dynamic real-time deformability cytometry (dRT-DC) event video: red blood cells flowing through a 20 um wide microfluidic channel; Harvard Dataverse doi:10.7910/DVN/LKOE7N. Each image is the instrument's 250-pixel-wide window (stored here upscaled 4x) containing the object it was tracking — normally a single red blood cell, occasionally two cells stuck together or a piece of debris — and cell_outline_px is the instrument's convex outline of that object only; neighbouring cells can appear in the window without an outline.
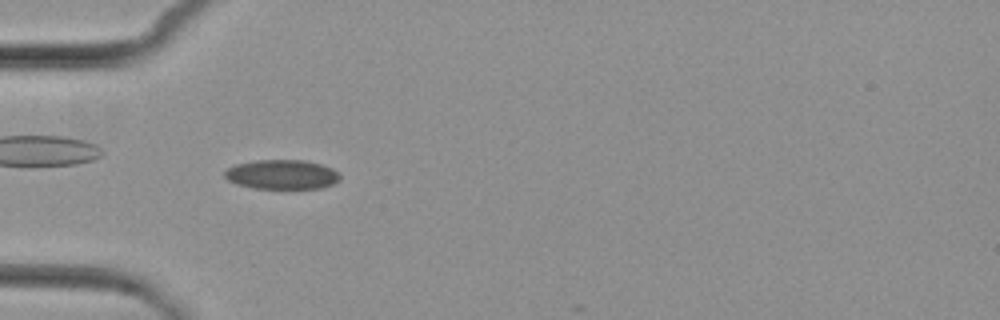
{"species": "common noctule bat (a hibernating species)", "species_latin": "Nyctalus noctula", "temperature_condition": "cold", "stored_images_in_passage": 5, "camera_frame_rate_fps": 3000, "um_per_image_px": 0.085, "animal": {"sex": "female", "body_mass_g": 29.2, "forearm_length_mm": 56.3}, "frame": {"image": 1, "passage_image": 4, "time_ms": 3.667, "image_size_px": [1000, 320], "cell_outline_px": [[340, 180], [332, 184], [320, 188], [252, 188], [236, 184], [228, 180], [224, 176], [224, 172], [228, 168], [236, 164], [256, 160], [304, 160], [320, 164], [332, 168], [340, 172]], "centroid_in_image_um": [23.97, 14.83], "position_along_channel_um": 61.0, "area_um2": 19.83}}